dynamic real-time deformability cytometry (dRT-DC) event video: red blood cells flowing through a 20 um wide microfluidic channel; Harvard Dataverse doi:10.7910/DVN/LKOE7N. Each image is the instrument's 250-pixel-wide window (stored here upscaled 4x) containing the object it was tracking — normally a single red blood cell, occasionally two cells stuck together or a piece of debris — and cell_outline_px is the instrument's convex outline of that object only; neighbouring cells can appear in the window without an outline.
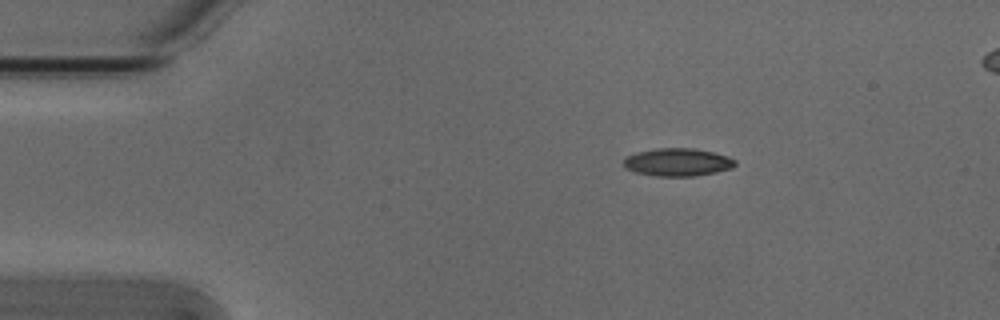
{"species": "Egyptian fruit bat (a non-hibernating species)", "species_latin": "Rousettus aegyptiacus", "temperature_condition": "cold", "stored_images_in_passage": 2, "camera_frame_rate_fps": 3000, "um_per_image_px": 0.085, "animal": {"sex": "male"}, "frame": {"image": 1, "passage_image": 1, "time_ms": 0.0, "image_size_px": [1000, 320], "cell_outline_px": [[736, 164], [732, 168], [716, 172], [696, 176], [656, 176], [636, 172], [624, 168], [624, 160], [628, 156], [636, 152], [656, 148], [692, 148], [712, 152], [728, 156], [736, 160]], "centroid_in_image_um": [57.61, 13.79], "position_along_channel_um": 27.4, "area_um2": 18.09}}